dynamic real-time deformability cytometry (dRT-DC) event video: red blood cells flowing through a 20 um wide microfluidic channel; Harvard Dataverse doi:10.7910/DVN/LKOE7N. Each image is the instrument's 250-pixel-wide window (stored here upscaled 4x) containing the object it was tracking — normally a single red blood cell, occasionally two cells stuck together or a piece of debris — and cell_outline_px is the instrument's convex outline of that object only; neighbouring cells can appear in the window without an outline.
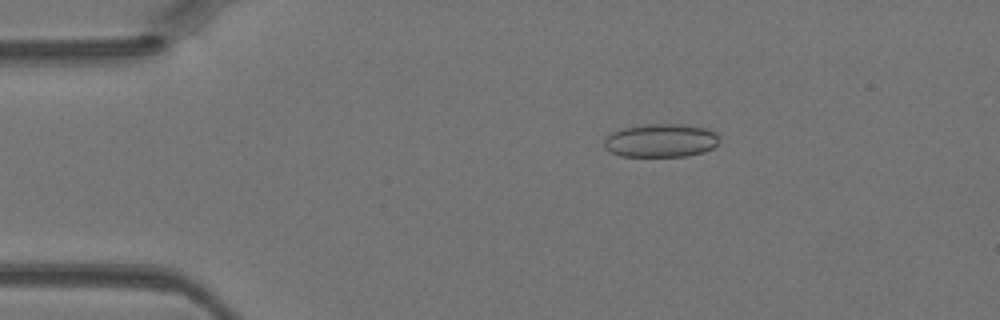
{"species": "Egyptian fruit bat (a non-hibernating species)", "species_latin": "Rousettus aegyptiacus", "temperature_condition": "warm", "stored_images_in_passage": 45, "camera_frame_rate_fps": 3000, "um_per_image_px": 0.085, "animal": {"sex": "female"}, "frame": {"image": 1, "passage_image": 8, "time_ms": 2.333, "image_size_px": [1000, 320], "cell_outline_px": [[720, 140], [712, 148], [704, 152], [688, 156], [620, 156], [608, 152], [604, 148], [604, 140], [612, 132], [624, 128], [644, 124], [684, 124], [704, 128], [716, 132], [720, 136]], "centroid_in_image_um": [56.17, 11.95], "position_along_channel_um": 28.8, "area_um2": 22.6}}
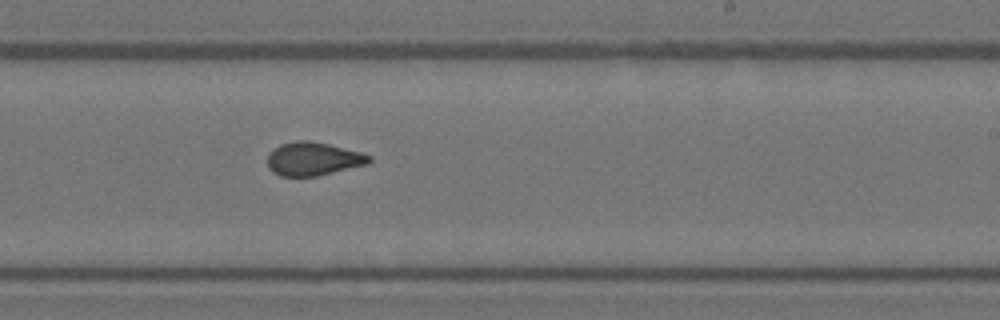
{"frame": {"image": 2, "passage_image": 27, "time_ms": 8.667, "image_size_px": [1000, 320], "cell_outline_px": [[372, 160], [368, 164], [316, 176], [280, 176], [272, 172], [268, 168], [268, 152], [280, 144], [296, 140], [308, 140], [328, 144], [360, 152], [372, 156]], "centroid_in_image_um": [26.6, 13.5], "position_along_channel_um": 262.4, "area_um2": 19.83}}
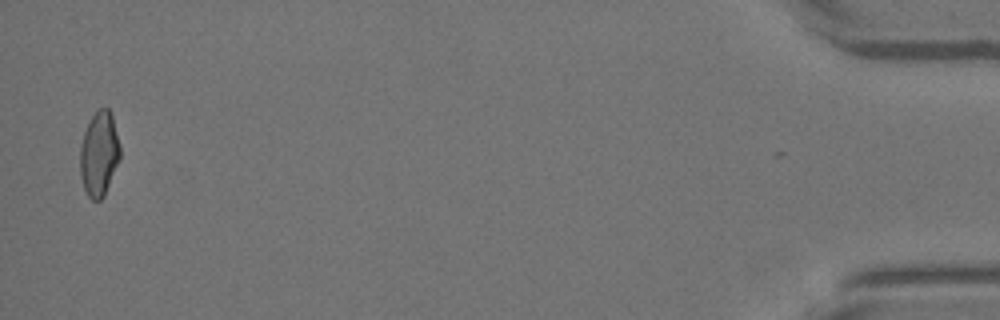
{"frame": {"image": 3, "passage_image": 44, "time_ms": 14.333, "image_size_px": [1000, 320], "cell_outline_px": [[120, 160], [104, 196], [100, 200], [92, 200], [88, 196], [84, 188], [80, 176], [80, 144], [84, 132], [92, 116], [100, 108], [108, 108], [112, 116], [120, 144]], "centroid_in_image_um": [8.43, 13.1], "position_along_channel_um": 426.8, "area_um2": 19.77}}